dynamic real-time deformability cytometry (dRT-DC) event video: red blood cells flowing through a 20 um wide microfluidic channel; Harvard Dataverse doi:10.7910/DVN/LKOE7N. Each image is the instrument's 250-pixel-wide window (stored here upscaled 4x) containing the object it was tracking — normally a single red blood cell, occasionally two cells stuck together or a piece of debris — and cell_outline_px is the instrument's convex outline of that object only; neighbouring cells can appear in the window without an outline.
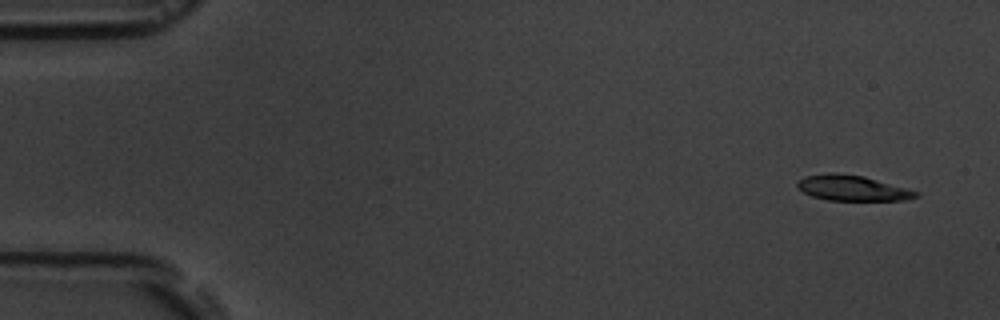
{"species": "common noctule bat (a hibernating species)", "species_latin": "Nyctalus noctula", "temperature_condition": "room temperature", "stored_images_in_passage": 4, "camera_frame_rate_fps": 3000, "um_per_image_px": 0.085, "animal": {"sex": "male", "body_mass_g": 19.5, "forearm_length_mm": 54.6}, "frame": {"image": 1, "passage_image": 1, "time_ms": 0.0, "image_size_px": [1000, 320], "cell_outline_px": [[920, 196], [904, 200], [828, 200], [812, 196], [804, 192], [796, 184], [796, 180], [808, 176], [828, 172], [836, 172], [864, 176], [908, 188], [920, 192]], "centroid_in_image_um": [72.48, 15.97], "position_along_channel_um": 12.5, "area_um2": 17.63}}
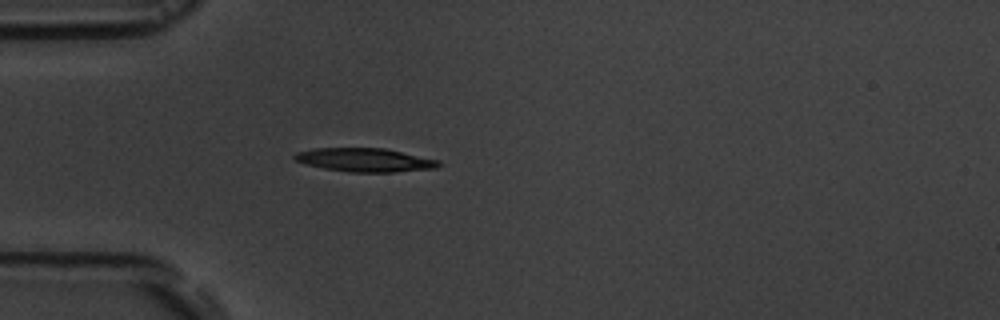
{"frame": {"image": 2, "passage_image": 4, "time_ms": 4.333, "image_size_px": [1000, 320], "cell_outline_px": [[440, 164], [436, 168], [396, 172], [348, 172], [324, 168], [304, 164], [296, 160], [292, 156], [296, 152], [312, 148], [384, 148], [440, 160]], "centroid_in_image_um": [31.0, 13.59], "position_along_channel_um": 54.0, "area_um2": 19.88}}